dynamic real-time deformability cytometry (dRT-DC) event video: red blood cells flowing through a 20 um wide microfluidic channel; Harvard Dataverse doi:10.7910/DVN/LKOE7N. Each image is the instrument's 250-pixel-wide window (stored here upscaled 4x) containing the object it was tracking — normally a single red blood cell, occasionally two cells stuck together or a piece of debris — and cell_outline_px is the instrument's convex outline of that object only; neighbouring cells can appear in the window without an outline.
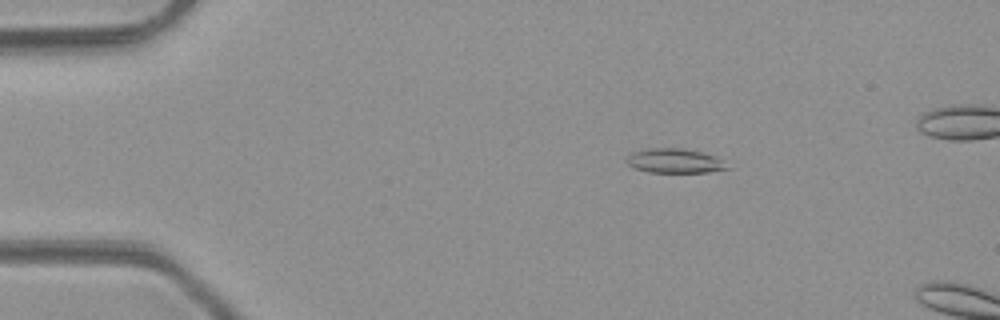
{"species": "common noctule bat (a hibernating species)", "species_latin": "Nyctalus noctula", "temperature_condition": "room temperature", "stored_images_in_passage": 4, "camera_frame_rate_fps": 3000, "um_per_image_px": 0.085, "animal": {"sex": "male", "body_mass_g": 23.1, "forearm_length_mm": 52.7}, "frame": {"image": 1, "passage_image": 3, "time_ms": 2.333, "image_size_px": [1000, 320], "cell_outline_px": [[732, 168], [708, 172], [648, 172], [632, 168], [628, 164], [628, 156], [632, 152], [644, 148], [684, 148], [716, 156]], "centroid_in_image_um": [57.35, 13.67], "position_along_channel_um": 27.7, "area_um2": 14.39}}